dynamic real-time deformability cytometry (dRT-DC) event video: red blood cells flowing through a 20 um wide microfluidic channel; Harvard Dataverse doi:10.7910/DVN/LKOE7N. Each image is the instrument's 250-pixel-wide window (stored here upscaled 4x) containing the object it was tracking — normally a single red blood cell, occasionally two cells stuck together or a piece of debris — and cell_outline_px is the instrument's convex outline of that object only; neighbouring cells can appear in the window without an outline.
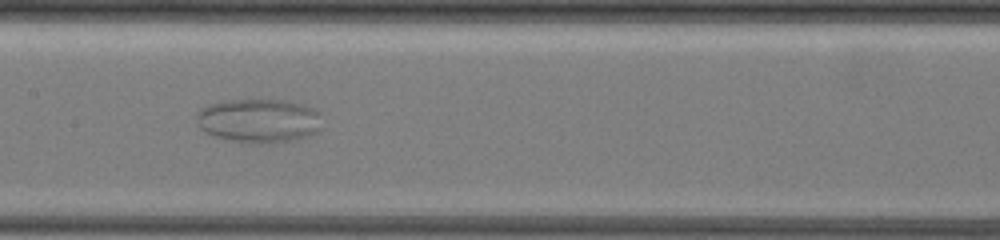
{"species": "common noctule bat (a hibernating species)", "species_latin": "Nyctalus noctula", "temperature_condition": "warm", "stored_images_in_passage": 46, "camera_frame_rate_fps": 3000, "um_per_image_px": 0.085, "animal": {"sex": "female", "body_mass_g": 19.5, "forearm_length_mm": 54.1}, "frame": {"image": 1, "passage_image": 26, "time_ms": 4.0, "image_size_px": [1000, 240], "cell_outline_px": [[320, 128], [316, 132], [308, 136], [292, 140], [260, 144], [248, 144], [212, 136], [204, 132], [200, 128], [196, 120], [196, 112], [200, 108], [208, 104], [228, 100], [284, 100], [300, 104], [312, 108], [320, 112]], "centroid_in_image_um": [21.95, 10.27], "position_along_channel_um": 185.5, "area_um2": 32.43}}
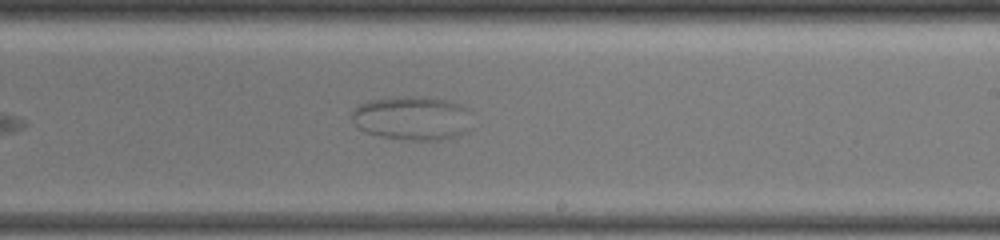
{"frame": {"image": 2, "passage_image": 38, "time_ms": 6.0, "image_size_px": [1000, 240], "cell_outline_px": [[472, 128], [468, 132], [456, 136], [440, 140], [412, 140], [380, 136], [364, 132], [352, 120], [352, 108], [368, 100], [408, 96], [428, 96], [460, 104], [464, 108]], "centroid_in_image_um": [35.02, 10.04], "position_along_channel_um": 254.0, "area_um2": 30.75}}
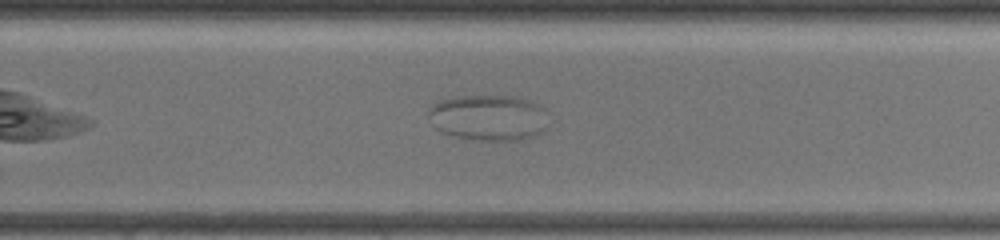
{"frame": {"image": 3, "passage_image": 42, "time_ms": 7.0, "image_size_px": [1000, 240], "cell_outline_px": [[544, 132], [536, 136], [516, 140], [472, 140], [452, 136], [440, 132], [436, 128], [428, 116], [428, 108], [432, 104], [440, 100], [460, 96], [508, 96], [528, 100], [540, 104], [544, 108]], "centroid_in_image_um": [41.47, 10.01], "position_along_channel_um": 288.3, "area_um2": 32.08}}